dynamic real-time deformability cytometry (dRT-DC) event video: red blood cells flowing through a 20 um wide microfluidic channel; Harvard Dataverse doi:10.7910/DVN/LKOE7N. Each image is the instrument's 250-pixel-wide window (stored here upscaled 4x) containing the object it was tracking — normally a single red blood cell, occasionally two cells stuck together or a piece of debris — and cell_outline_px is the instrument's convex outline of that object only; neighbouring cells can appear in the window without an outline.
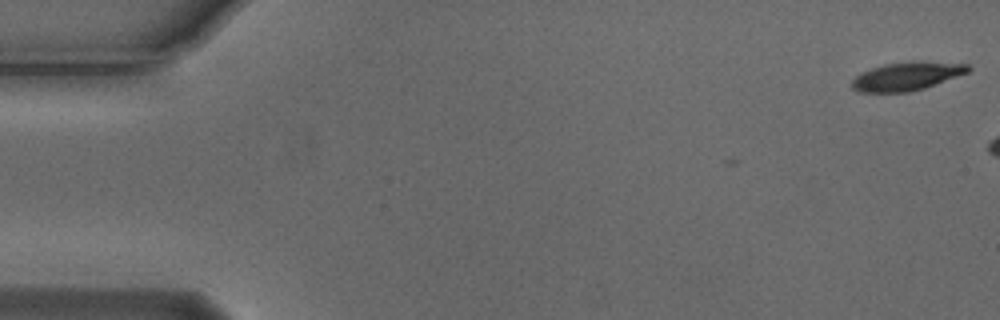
{"species": "Egyptian fruit bat (a non-hibernating species)", "species_latin": "Rousettus aegyptiacus", "temperature_condition": "cold", "stored_images_in_passage": 6, "camera_frame_rate_fps": 3000, "um_per_image_px": 0.085, "animal": {"sex": "male"}, "frame": {"image": 1, "passage_image": 6, "time_ms": 1.667, "image_size_px": [1000, 320], "cell_outline_px": [[972, 68], [968, 72], [924, 88], [908, 92], [860, 92], [852, 88], [852, 80], [856, 76], [872, 68], [884, 64], [912, 60], [924, 60], [968, 64]], "centroid_in_image_um": [77.11, 6.45], "position_along_channel_um": 7.9, "area_um2": 19.31}}